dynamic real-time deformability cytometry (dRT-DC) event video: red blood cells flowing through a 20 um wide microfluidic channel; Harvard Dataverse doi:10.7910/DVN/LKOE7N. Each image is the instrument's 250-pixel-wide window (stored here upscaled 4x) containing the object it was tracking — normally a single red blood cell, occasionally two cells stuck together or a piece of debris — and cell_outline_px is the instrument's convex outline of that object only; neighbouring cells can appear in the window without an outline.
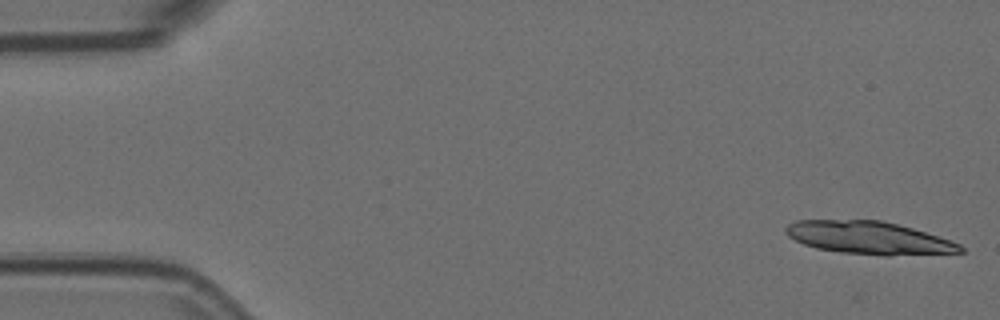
{"species": "Egyptian fruit bat (a non-hibernating species)", "species_latin": "Rousettus aegyptiacus", "temperature_condition": "room temperature", "stored_images_in_passage": 21, "camera_frame_rate_fps": 3000, "um_per_image_px": 0.085, "animal": {"sex": "female"}, "frame": {"image": 1, "passage_image": 1, "time_ms": 0.0, "image_size_px": [1000, 320], "cell_outline_px": [[964, 252], [888, 256], [884, 256], [840, 252], [816, 248], [804, 244], [788, 236], [784, 232], [784, 228], [788, 224], [796, 220], [880, 220], [912, 228], [952, 240], [960, 244], [964, 248]], "centroid_in_image_um": [73.86, 20.22], "position_along_channel_um": 11.1, "area_um2": 33.41}}
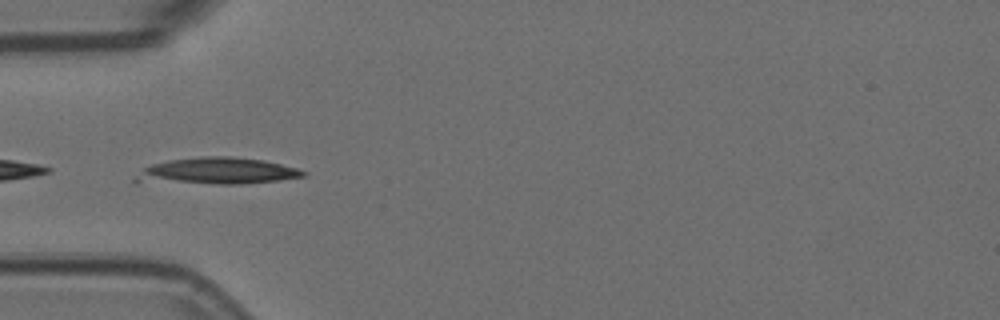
{"frame": {"image": 2, "passage_image": 17, "time_ms": 5.333, "image_size_px": [1000, 320], "cell_outline_px": [[308, 176], [280, 180], [240, 184], [136, 184], [132, 180], [144, 168], [152, 164], [168, 160], [200, 156], [232, 156], [264, 160], [296, 168], [308, 172]], "centroid_in_image_um": [18.34, 14.57], "position_along_channel_um": 66.7, "area_um2": 26.93}}